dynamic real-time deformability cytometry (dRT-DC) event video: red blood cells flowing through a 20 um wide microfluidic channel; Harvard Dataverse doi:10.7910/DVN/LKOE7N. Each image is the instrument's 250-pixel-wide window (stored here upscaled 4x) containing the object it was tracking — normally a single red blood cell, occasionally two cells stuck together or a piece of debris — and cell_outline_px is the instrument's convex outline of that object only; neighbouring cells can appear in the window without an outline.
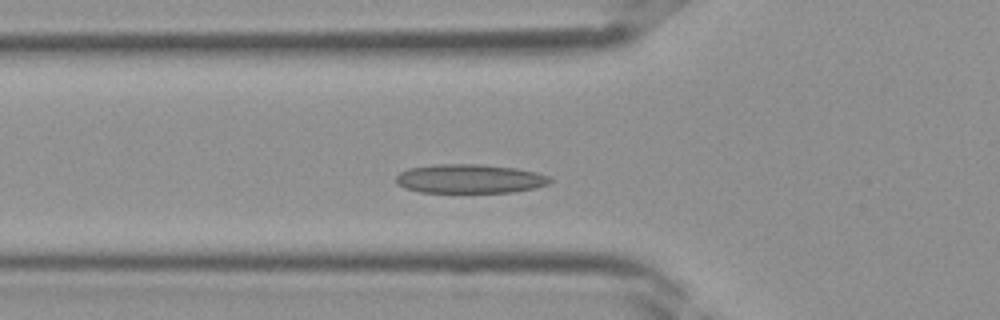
{"species": "Egyptian fruit bat (a non-hibernating species)", "species_latin": "Rousettus aegyptiacus", "temperature_condition": "room temperature", "stored_images_in_passage": 36, "camera_frame_rate_fps": 3000, "um_per_image_px": 0.085, "frame": {"image": 1, "passage_image": 10, "time_ms": 3.0, "image_size_px": [1000, 320], "cell_outline_px": [[552, 180], [548, 184], [532, 188], [512, 192], [420, 192], [404, 188], [396, 184], [396, 176], [400, 172], [408, 168], [436, 164], [480, 164], [516, 168], [536, 172], [552, 176]], "centroid_in_image_um": [39.91, 15.19], "position_along_channel_um": 85.9, "area_um2": 26.13}}
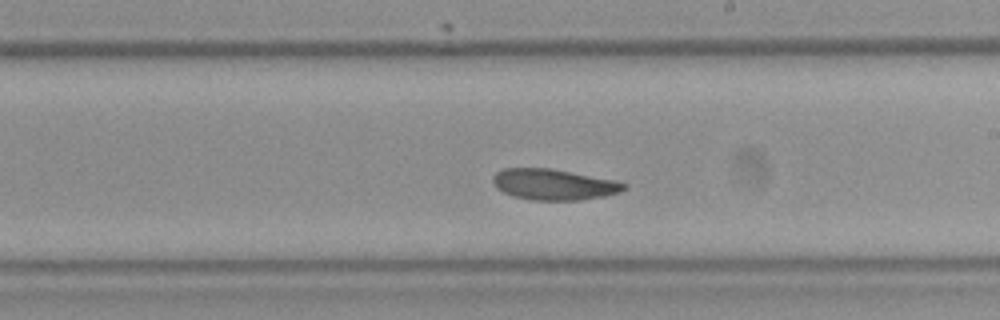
{"frame": {"image": 2, "passage_image": 19, "time_ms": 6.0, "image_size_px": [1000, 320], "cell_outline_px": [[628, 188], [620, 192], [604, 196], [580, 200], [532, 200], [512, 196], [496, 188], [492, 184], [492, 176], [496, 172], [504, 168], [552, 168], [616, 180], [628, 184]], "centroid_in_image_um": [47.07, 15.67], "position_along_channel_um": 241.9, "area_um2": 23.93}}
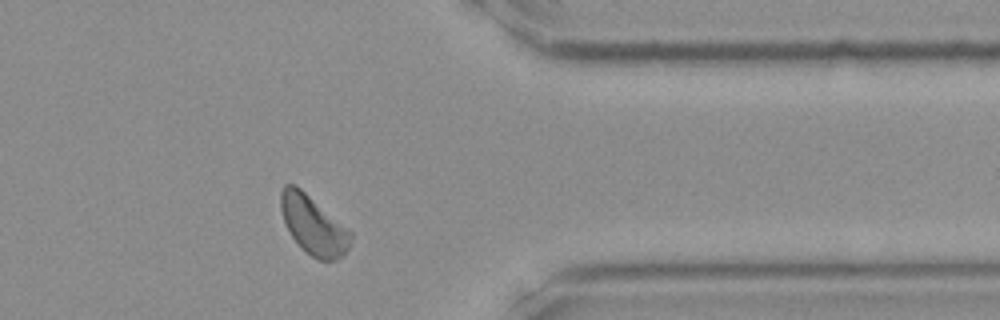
{"frame": {"image": 3, "passage_image": 28, "time_ms": 9.0, "image_size_px": [1000, 320], "cell_outline_px": [[352, 244], [344, 256], [336, 260], [316, 260], [304, 252], [300, 248], [292, 236], [284, 220], [280, 208], [280, 192], [284, 184], [296, 184], [352, 232]], "centroid_in_image_um": [26.65, 19.16], "position_along_channel_um": 384.8, "area_um2": 24.16}}